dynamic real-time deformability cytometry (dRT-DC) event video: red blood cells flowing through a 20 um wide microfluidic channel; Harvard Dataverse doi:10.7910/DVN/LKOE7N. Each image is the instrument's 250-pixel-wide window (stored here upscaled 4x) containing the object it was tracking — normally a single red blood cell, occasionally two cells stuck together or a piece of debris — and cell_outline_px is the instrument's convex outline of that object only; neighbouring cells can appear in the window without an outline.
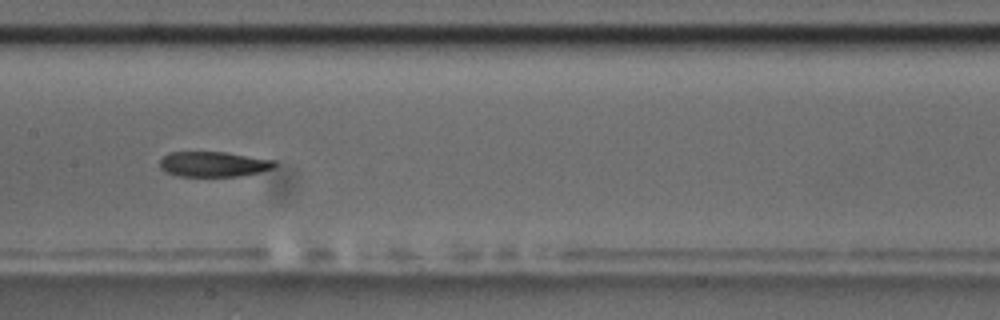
{"species": "common noctule bat (a hibernating species)", "species_latin": "Nyctalus noctula", "temperature_condition": "room temperature", "stored_images_in_passage": 14, "camera_frame_rate_fps": 3000, "um_per_image_px": 0.085, "animal": {"sex": "male", "body_mass_g": 17.5, "forearm_length_mm": 52.3}, "frame": {"image": 1, "passage_image": 7, "time_ms": 7.667, "image_size_px": [1000, 320], "cell_outline_px": [[276, 164], [272, 168], [260, 172], [240, 176], [176, 176], [164, 172], [160, 168], [160, 160], [168, 152], [224, 152], [276, 160]], "centroid_in_image_um": [18.12, 13.96], "position_along_channel_um": 189.3, "area_um2": 16.94}}
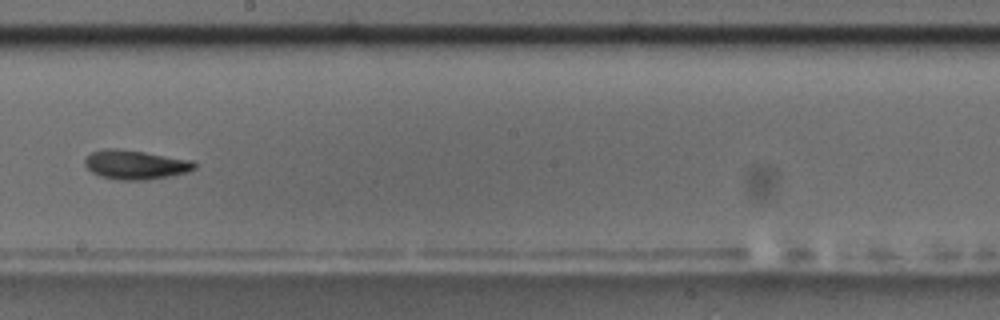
{"frame": {"image": 2, "passage_image": 8, "time_ms": 9.0, "image_size_px": [1000, 320], "cell_outline_px": [[196, 168], [188, 172], [148, 180], [120, 180], [100, 176], [92, 172], [84, 164], [84, 160], [92, 152], [104, 148], [116, 148], [144, 152], [192, 160], [196, 164]], "centroid_in_image_um": [11.51, 14.0], "position_along_channel_um": 236.7, "area_um2": 18.61}, "authors_computed_cell_mechanics": {"area_um2": 17.7157, "velocity_mm_per_s": 3.5667, "shape_relaxation_time_tau1_ms": 4.2408, "shape_relaxation_time_tau2_ms": 3.4726, "deformation_change_tau1": 0.102, "deformation_change_tau2": 0.0773}}